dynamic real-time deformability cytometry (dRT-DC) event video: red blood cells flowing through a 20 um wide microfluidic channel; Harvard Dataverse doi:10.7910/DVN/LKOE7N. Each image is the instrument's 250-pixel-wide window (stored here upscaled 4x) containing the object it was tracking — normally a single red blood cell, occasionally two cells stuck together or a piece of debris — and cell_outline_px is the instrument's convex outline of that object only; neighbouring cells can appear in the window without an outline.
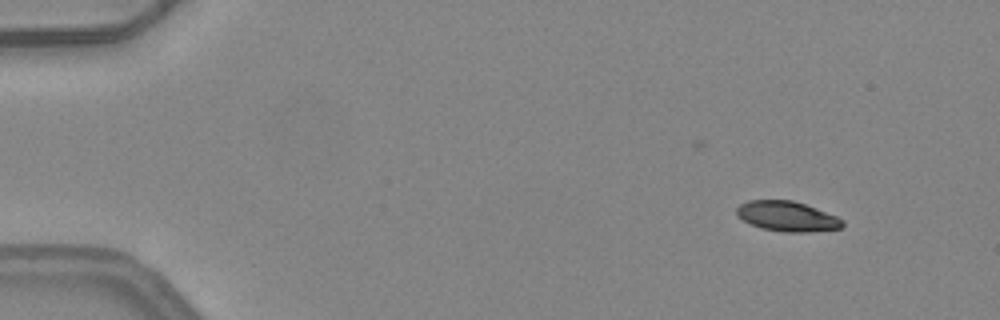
{"species": "common noctule bat (a hibernating species)", "species_latin": "Nyctalus noctula", "temperature_condition": "warm", "stored_images_in_passage": 4, "camera_frame_rate_fps": 3000, "um_per_image_px": 0.085, "animal": {"sex": "female", "body_mass_g": 24.6, "forearm_length_mm": 56.2}, "frame": {"image": 1, "passage_image": 1, "time_ms": 0.0, "image_size_px": [1000, 320], "cell_outline_px": [[844, 224], [840, 228], [808, 232], [784, 232], [760, 228], [736, 216], [736, 208], [740, 204], [748, 200], [792, 200], [816, 208], [836, 216], [844, 220]], "centroid_in_image_um": [66.89, 18.38], "position_along_channel_um": 18.1, "area_um2": 18.5}}
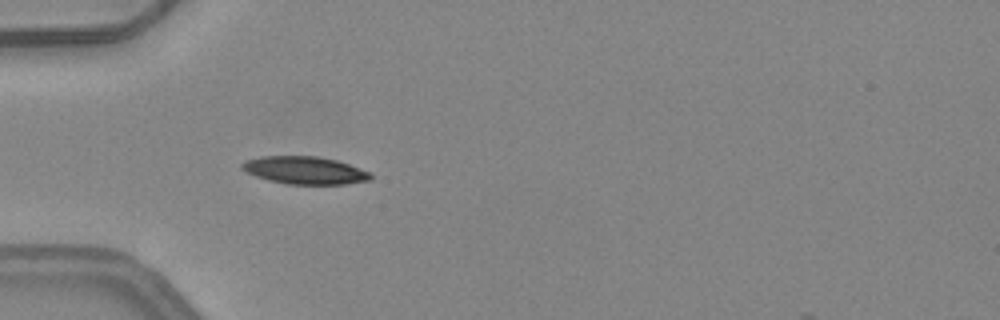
{"frame": {"image": 2, "passage_image": 4, "time_ms": 1.0, "image_size_px": [1000, 320], "cell_outline_px": [[372, 180], [344, 184], [288, 184], [268, 180], [244, 172], [240, 168], [240, 164], [244, 160], [260, 156], [316, 156], [336, 160], [372, 172]], "centroid_in_image_um": [25.88, 14.47], "position_along_channel_um": 59.1, "area_um2": 20.92}}